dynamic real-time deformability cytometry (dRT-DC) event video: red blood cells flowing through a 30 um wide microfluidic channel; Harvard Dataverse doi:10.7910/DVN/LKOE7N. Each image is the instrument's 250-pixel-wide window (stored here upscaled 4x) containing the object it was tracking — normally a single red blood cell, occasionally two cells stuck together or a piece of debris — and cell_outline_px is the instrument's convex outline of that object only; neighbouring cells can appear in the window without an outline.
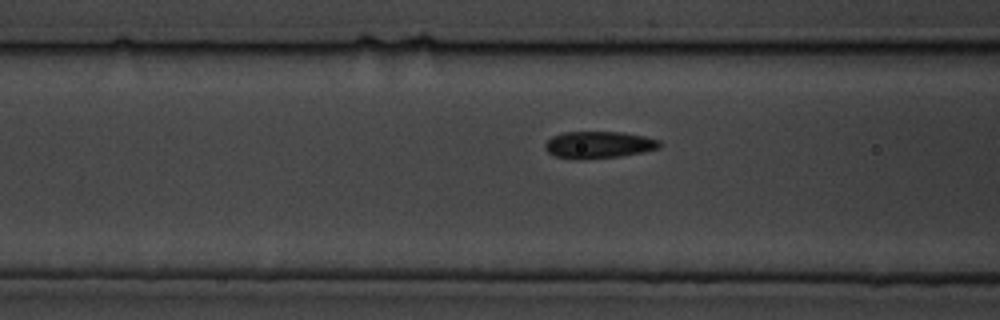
{"species": "common noctule bat (a hibernating species)", "species_latin": "Nyctalus noctula", "temperature_condition": "cold", "stored_images_in_passage": 15, "camera_frame_rate_fps": 3000, "um_per_image_px": 0.085, "animal": {"sex": "male", "body_mass_g": 19.5, "forearm_length_mm": 54.6}, "frame": {"image": 1, "passage_image": 13, "time_ms": 4.0, "image_size_px": [1000, 320], "cell_outline_px": [[664, 144], [660, 148], [620, 156], [572, 160], [556, 156], [548, 152], [544, 148], [544, 144], [552, 136], [564, 132], [620, 132], [644, 136], [660, 140]], "centroid_in_image_um": [50.88, 12.31], "position_along_channel_um": 115.7, "area_um2": 18.03}}